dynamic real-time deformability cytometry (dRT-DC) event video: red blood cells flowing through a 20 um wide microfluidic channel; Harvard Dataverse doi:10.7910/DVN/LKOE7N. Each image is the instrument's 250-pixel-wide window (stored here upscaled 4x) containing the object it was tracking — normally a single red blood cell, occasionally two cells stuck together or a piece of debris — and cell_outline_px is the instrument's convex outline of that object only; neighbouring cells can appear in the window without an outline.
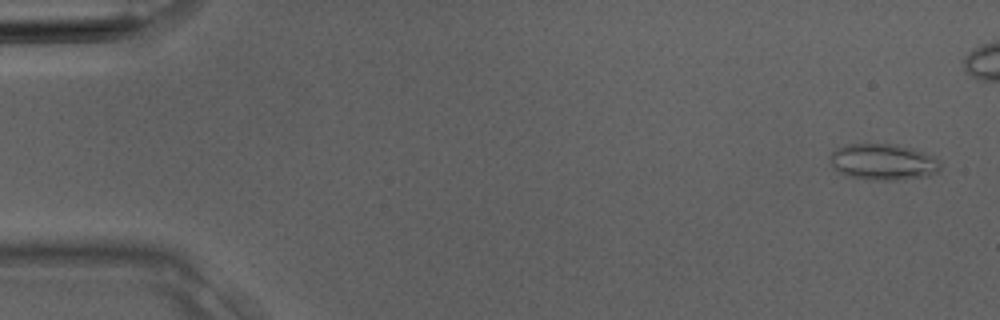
{"species": "Egyptian fruit bat (a non-hibernating species)", "species_latin": "Rousettus aegyptiacus", "temperature_condition": "room temperature", "stored_images_in_passage": 5, "camera_frame_rate_fps": 3000, "um_per_image_px": 0.085, "animal": {"sex": "male"}, "frame": {"image": 1, "passage_image": 1, "time_ms": 0.0, "image_size_px": [1000, 320], "cell_outline_px": [[940, 168], [936, 172], [928, 176], [896, 180], [868, 180], [848, 176], [832, 168], [828, 156], [836, 148], [844, 144], [896, 144], [912, 148], [936, 156], [940, 160]], "centroid_in_image_um": [75.05, 13.76], "position_along_channel_um": 9.9, "area_um2": 23.7}}